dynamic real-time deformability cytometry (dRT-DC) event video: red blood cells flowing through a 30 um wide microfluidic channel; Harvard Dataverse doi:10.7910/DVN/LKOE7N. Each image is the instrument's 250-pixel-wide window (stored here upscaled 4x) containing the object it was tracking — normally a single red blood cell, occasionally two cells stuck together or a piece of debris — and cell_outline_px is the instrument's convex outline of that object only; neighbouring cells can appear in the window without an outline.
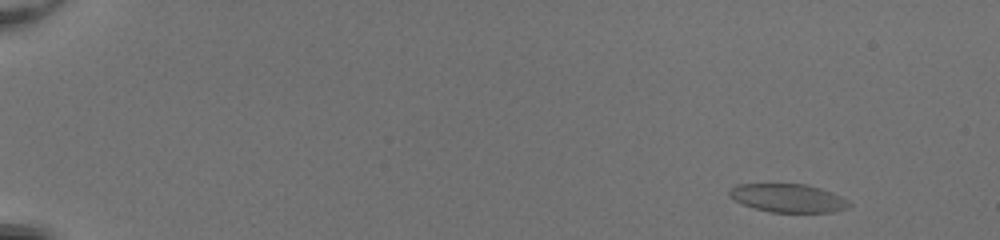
{"species": "common noctule bat (a hibernating species)", "species_latin": "Nyctalus noctula", "temperature_condition": "room temperature", "stored_images_in_passage": 53, "camera_frame_rate_fps": 3000, "um_per_image_px": 0.085, "animal": {"sex": "female", "body_mass_g": 20.0, "forearm_length_mm": 54.0}, "frame": {"image": 1, "passage_image": 5, "time_ms": 1.333, "image_size_px": [1000, 240], "cell_outline_px": [[852, 204], [848, 208], [836, 212], [772, 212], [756, 208], [744, 204], [728, 196], [728, 192], [736, 184], [804, 184], [820, 188], [832, 192], [848, 200]], "centroid_in_image_um": [67.03, 16.83], "position_along_channel_um": 18.0, "area_um2": 19.71}}
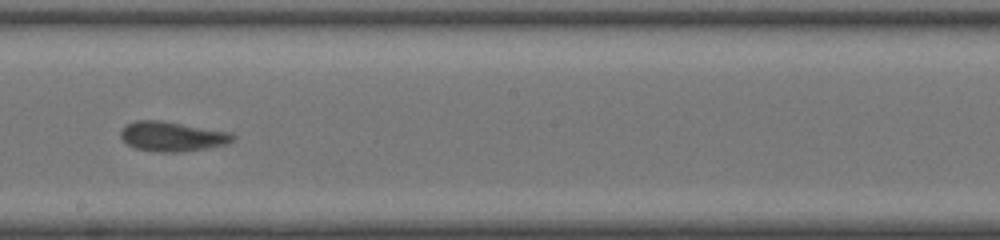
{"frame": {"image": 2, "passage_image": 33, "time_ms": 10.667, "image_size_px": [1000, 240], "cell_outline_px": [[236, 136], [228, 144], [180, 152], [160, 152], [136, 148], [128, 144], [120, 136], [120, 132], [124, 124], [136, 120], [160, 120], [232, 132]], "centroid_in_image_um": [14.63, 11.58], "position_along_channel_um": 233.6, "area_um2": 19.42}}
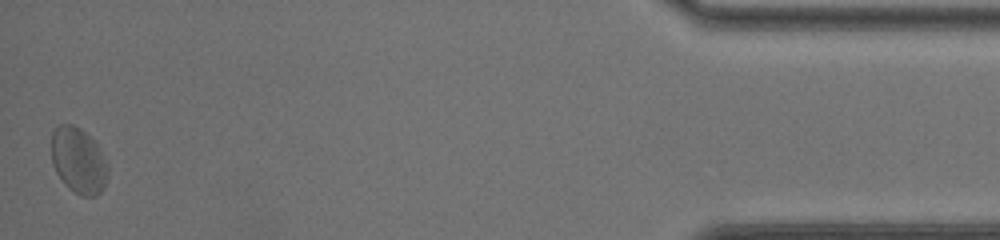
{"frame": {"image": 3, "passage_image": 53, "time_ms": 17.333, "image_size_px": [1000, 240], "cell_outline_px": [[108, 176], [104, 188], [96, 196], [80, 196], [68, 188], [64, 184], [56, 172], [52, 164], [52, 132], [60, 124], [72, 124], [80, 128], [96, 144], [108, 164]], "centroid_in_image_um": [6.67, 13.68], "position_along_channel_um": 428.5, "area_um2": 21.68}, "authors_computed_cell_mechanics": {"area_um2": 19.652, "velocity_mm_per_s": 4.0309, "shape_relaxation_time_tau1_ms": 5.1228, "shape_relaxation_time_tau2_ms": 1.8056, "deformation_change_tau1": 0.1058, "deformation_change_tau2": 0.0881}}